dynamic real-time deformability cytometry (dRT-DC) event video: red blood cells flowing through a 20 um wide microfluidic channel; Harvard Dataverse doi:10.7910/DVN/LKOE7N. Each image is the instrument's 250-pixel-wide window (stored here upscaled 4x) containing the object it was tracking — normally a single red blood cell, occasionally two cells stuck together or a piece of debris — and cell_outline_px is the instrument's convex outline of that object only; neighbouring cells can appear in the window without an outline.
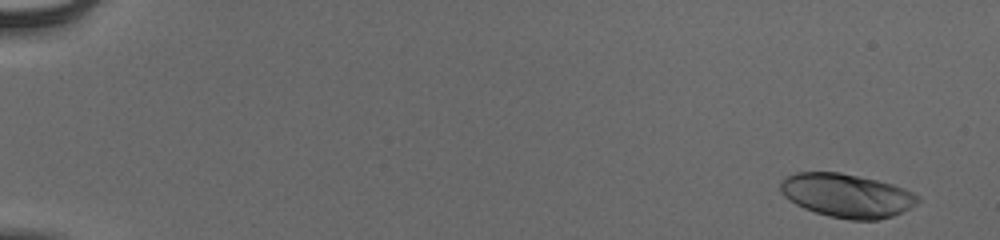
{"species": "human", "species_latin": "Homo sapiens", "temperature_condition": "cold", "stored_images_in_passage": 56, "camera_frame_rate_fps": 3000, "um_per_image_px": 0.085, "donor": {"sex": "male"}, "frame": {"image": 1, "passage_image": 4, "time_ms": 1.0, "image_size_px": [1000, 240], "cell_outline_px": [[920, 200], [916, 204], [892, 216], [876, 220], [848, 220], [828, 216], [804, 208], [796, 204], [784, 196], [780, 192], [780, 180], [796, 172], [840, 172], [876, 180], [892, 184], [904, 188], [920, 196]], "centroid_in_image_um": [71.96, 16.62], "position_along_channel_um": 13.0, "area_um2": 34.91}}
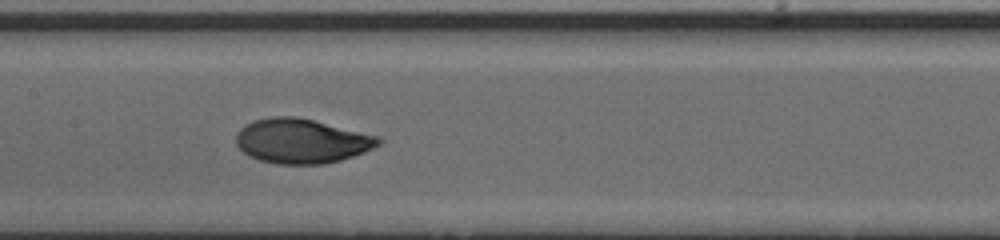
{"frame": {"image": 2, "passage_image": 31, "time_ms": 10.0, "image_size_px": [1000, 240], "cell_outline_px": [[384, 140], [380, 144], [364, 152], [340, 160], [324, 164], [276, 164], [260, 160], [248, 156], [236, 144], [236, 136], [240, 128], [256, 120], [272, 116], [296, 116], [380, 136]], "centroid_in_image_um": [25.65, 11.99], "position_along_channel_um": 181.7, "area_um2": 36.93}}
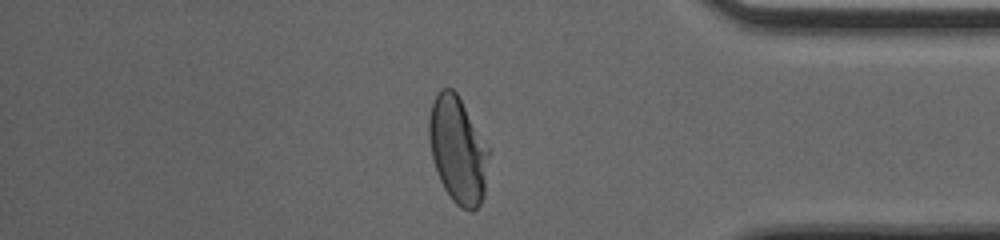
{"frame": {"image": 3, "passage_image": 49, "time_ms": 16.0, "image_size_px": [1000, 240], "cell_outline_px": [[492, 152], [484, 196], [480, 204], [472, 212], [460, 208], [452, 200], [444, 188], [440, 180], [432, 156], [428, 136], [428, 120], [432, 104], [440, 88], [452, 88], [456, 92]], "centroid_in_image_um": [38.95, 12.78], "position_along_channel_um": 396.2, "area_um2": 37.57}, "authors_computed_cell_mechanics": {"area_um2": 36.0383, "velocity_mm_per_s": 3.8673, "shape_relaxation_time_tau1_ms": 3.3911, "shape_relaxation_time_tau2_ms": null, "deformation_change_tau1": 0.187, "deformation_change_tau2": null}}